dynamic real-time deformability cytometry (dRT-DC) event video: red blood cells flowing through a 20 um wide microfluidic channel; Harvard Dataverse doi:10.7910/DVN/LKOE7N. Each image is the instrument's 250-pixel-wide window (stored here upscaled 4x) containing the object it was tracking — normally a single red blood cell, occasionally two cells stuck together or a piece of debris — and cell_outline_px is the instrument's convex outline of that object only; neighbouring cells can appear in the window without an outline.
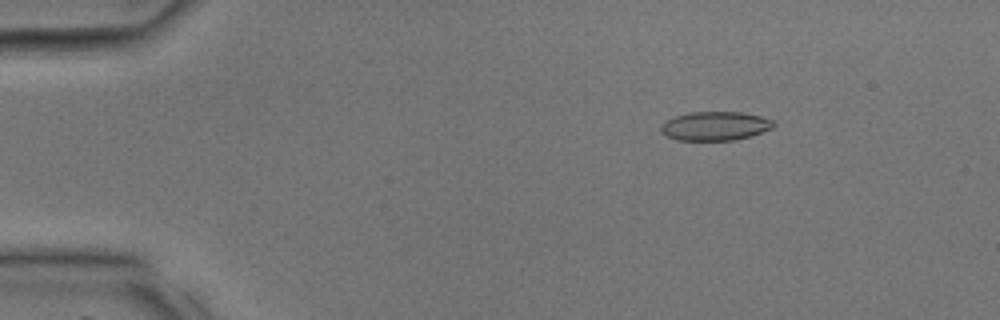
{"species": "common noctule bat (a hibernating species)", "species_latin": "Nyctalus noctula", "temperature_condition": "room temperature", "stored_images_in_passage": 37, "camera_frame_rate_fps": 3000, "um_per_image_px": 0.085, "animal": {"sex": "male", "body_mass_g": 17.9, "forearm_length_mm": 54.2}, "frame": {"image": 1, "passage_image": 6, "time_ms": 1.667, "image_size_px": [1000, 320], "cell_outline_px": [[776, 124], [772, 128], [752, 136], [736, 140], [676, 140], [660, 132], [660, 128], [668, 120], [676, 116], [692, 112], [740, 112], [760, 116], [772, 120]], "centroid_in_image_um": [60.82, 10.72], "position_along_channel_um": 24.2, "area_um2": 18.84}}
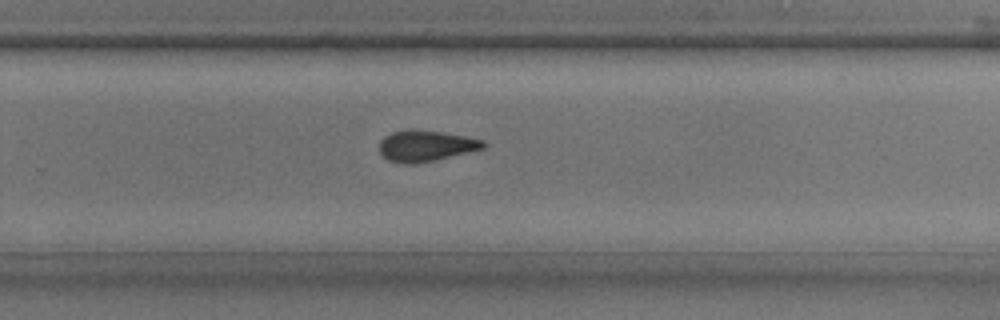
{"frame": {"image": 2, "passage_image": 25, "time_ms": 8.0, "image_size_px": [1000, 320], "cell_outline_px": [[488, 144], [484, 148], [416, 164], [400, 164], [388, 160], [380, 156], [380, 140], [384, 136], [392, 132], [440, 132], [464, 136], [484, 140]], "centroid_in_image_um": [36.17, 12.44], "position_along_channel_um": 293.6, "area_um2": 18.21}}
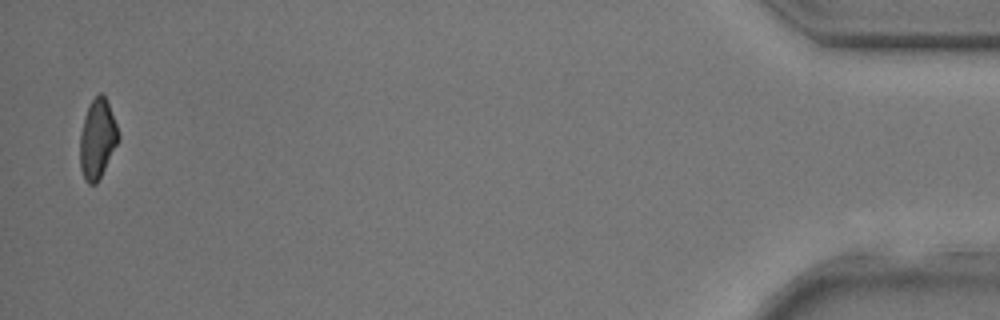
{"frame": {"image": 3, "passage_image": 37, "time_ms": 12.0, "image_size_px": [1000, 320], "cell_outline_px": [[120, 140], [96, 184], [88, 184], [84, 180], [80, 168], [80, 132], [84, 116], [92, 100], [100, 92], [104, 96], [108, 104], [116, 124], [120, 136]], "centroid_in_image_um": [8.27, 11.84], "position_along_channel_um": 426.9, "area_um2": 17.69}}